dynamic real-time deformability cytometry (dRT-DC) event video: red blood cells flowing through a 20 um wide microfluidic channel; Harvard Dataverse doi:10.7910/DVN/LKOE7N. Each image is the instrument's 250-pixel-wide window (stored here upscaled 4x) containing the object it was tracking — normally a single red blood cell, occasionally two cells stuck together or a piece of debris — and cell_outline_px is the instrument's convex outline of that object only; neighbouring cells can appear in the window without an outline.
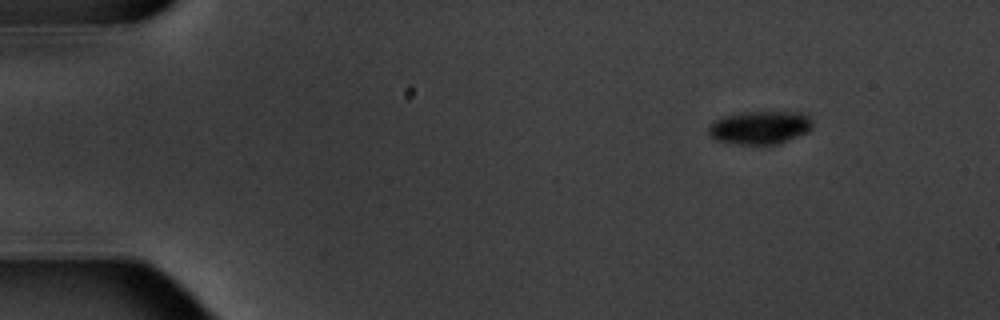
{"species": "common noctule bat (a hibernating species)", "species_latin": "Nyctalus noctula", "temperature_condition": "warm", "stored_images_in_passage": 4, "camera_frame_rate_fps": 3000, "um_per_image_px": 0.085, "animal": {"sex": "male", "body_mass_g": 20.1, "forearm_length_mm": 53.5}, "frame": {"image": 1, "passage_image": 1, "time_ms": 0.0, "image_size_px": [1000, 320], "cell_outline_px": [[812, 128], [808, 132], [776, 144], [736, 144], [716, 140], [708, 132], [708, 128], [716, 120], [724, 116], [744, 112], [800, 112], [808, 116], [812, 120]], "centroid_in_image_um": [64.61, 10.84], "position_along_channel_um": 20.4, "area_um2": 19.88}}
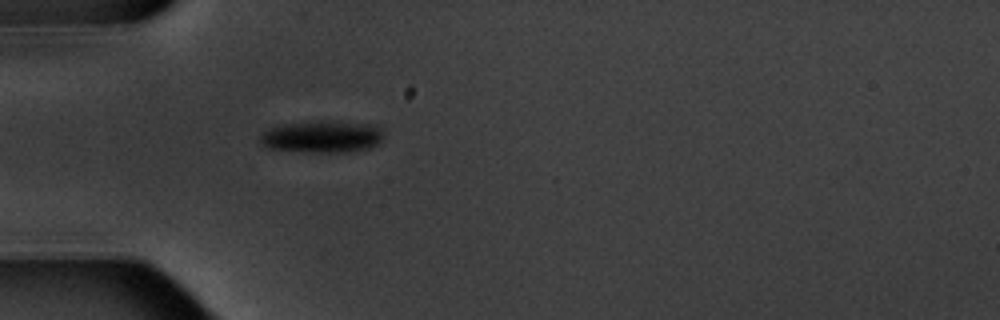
{"frame": {"image": 2, "passage_image": 4, "time_ms": 3.667, "image_size_px": [1000, 320], "cell_outline_px": [[380, 140], [376, 144], [368, 148], [348, 152], [304, 152], [268, 148], [260, 144], [260, 136], [268, 128], [284, 124], [332, 120], [376, 124], [380, 128]], "centroid_in_image_um": [27.35, 11.61], "position_along_channel_um": 57.6, "area_um2": 23.06}}